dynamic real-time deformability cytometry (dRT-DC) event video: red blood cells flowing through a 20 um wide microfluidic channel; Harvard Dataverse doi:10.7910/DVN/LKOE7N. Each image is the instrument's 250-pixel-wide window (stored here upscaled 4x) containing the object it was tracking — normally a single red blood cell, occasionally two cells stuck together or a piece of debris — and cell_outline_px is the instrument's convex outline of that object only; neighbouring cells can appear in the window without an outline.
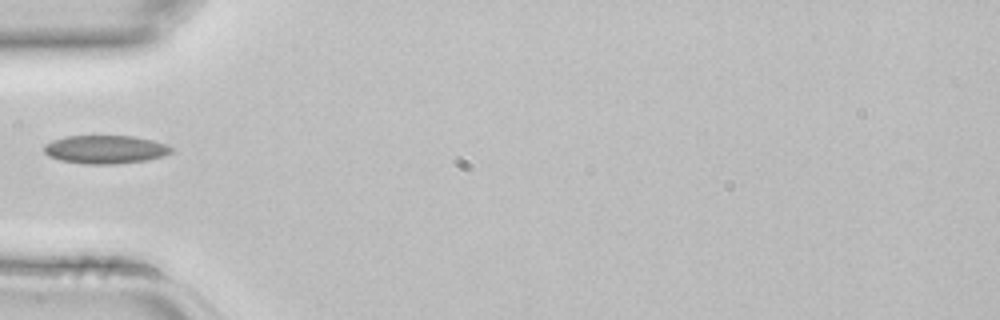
{"species": "common noctule bat (a hibernating species)", "species_latin": "Nyctalus noctula", "temperature_condition": "room temperature", "stored_images_in_passage": 1, "camera_frame_rate_fps": 3000, "um_per_image_px": 0.085, "animal": {"sex": "female", "body_mass_g": 22.7, "forearm_length_mm": 54.2}, "frame": {"image": 1, "passage_image": 1, "time_ms": 0.0, "image_size_px": [1000, 320], "cell_outline_px": [[172, 152], [164, 156], [144, 160], [112, 164], [84, 164], [60, 160], [48, 156], [44, 152], [44, 144], [52, 140], [68, 136], [136, 136], [152, 140], [164, 144], [172, 148]], "centroid_in_image_um": [8.92, 12.7], "position_along_channel_um": 76.1, "area_um2": 20.92}}